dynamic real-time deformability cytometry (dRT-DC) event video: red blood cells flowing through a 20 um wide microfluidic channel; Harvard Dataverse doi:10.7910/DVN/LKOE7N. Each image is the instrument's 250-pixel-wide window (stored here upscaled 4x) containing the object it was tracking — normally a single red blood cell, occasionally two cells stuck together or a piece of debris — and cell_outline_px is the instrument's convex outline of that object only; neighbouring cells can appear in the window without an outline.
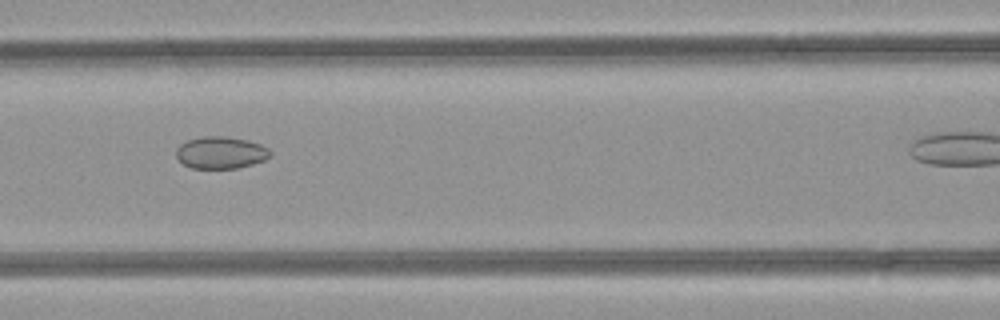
{"species": "common noctule bat (a hibernating species)", "species_latin": "Nyctalus noctula", "temperature_condition": "room temperature", "stored_images_in_passage": 6, "segment_of_instrument_passage": [1, 2], "camera_frame_rate_fps": 3000, "um_per_image_px": 0.085, "animal": {"sex": "female", "body_mass_g": 21.9}, "frame": {"image": 1, "passage_image": 5, "time_ms": 1.333, "image_size_px": [1000, 320], "cell_outline_px": [[272, 152], [264, 160], [252, 164], [236, 168], [192, 168], [184, 164], [176, 156], [176, 148], [180, 144], [188, 140], [204, 136], [224, 136], [248, 140], [260, 144], [268, 148]], "centroid_in_image_um": [18.76, 12.96], "position_along_channel_um": 147.8, "area_um2": 17.46}}